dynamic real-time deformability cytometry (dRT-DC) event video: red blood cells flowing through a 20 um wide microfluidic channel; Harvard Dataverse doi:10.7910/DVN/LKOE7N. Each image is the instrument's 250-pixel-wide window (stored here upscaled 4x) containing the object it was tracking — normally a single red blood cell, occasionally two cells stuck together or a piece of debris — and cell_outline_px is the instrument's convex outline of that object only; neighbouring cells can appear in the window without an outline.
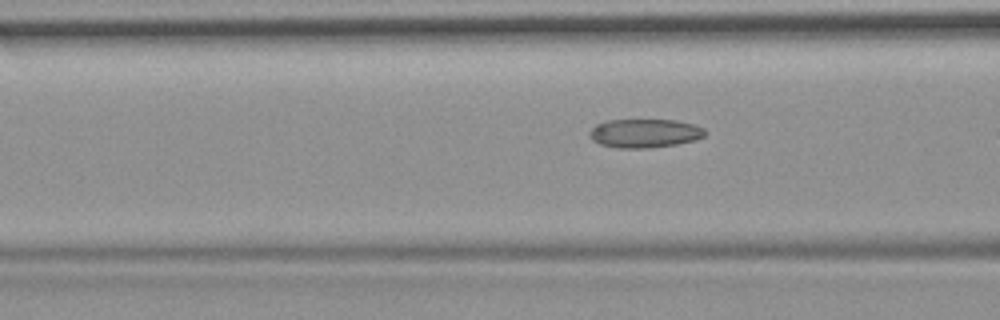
{"species": "common noctule bat (a hibernating species)", "species_latin": "Nyctalus noctula", "temperature_condition": "room temperature", "stored_images_in_passage": 7, "camera_frame_rate_fps": 3000, "um_per_image_px": 0.085, "animal": {"sex": "female", "body_mass_g": 19.9}, "frame": {"image": 1, "passage_image": 6, "time_ms": 1.667, "image_size_px": [1000, 320], "cell_outline_px": [[708, 132], [704, 136], [696, 140], [676, 144], [648, 148], [616, 148], [600, 144], [592, 140], [588, 132], [596, 124], [608, 120], [676, 120], [692, 124], [704, 128]], "centroid_in_image_um": [54.8, 11.33], "position_along_channel_um": 111.8, "area_um2": 19.42}}